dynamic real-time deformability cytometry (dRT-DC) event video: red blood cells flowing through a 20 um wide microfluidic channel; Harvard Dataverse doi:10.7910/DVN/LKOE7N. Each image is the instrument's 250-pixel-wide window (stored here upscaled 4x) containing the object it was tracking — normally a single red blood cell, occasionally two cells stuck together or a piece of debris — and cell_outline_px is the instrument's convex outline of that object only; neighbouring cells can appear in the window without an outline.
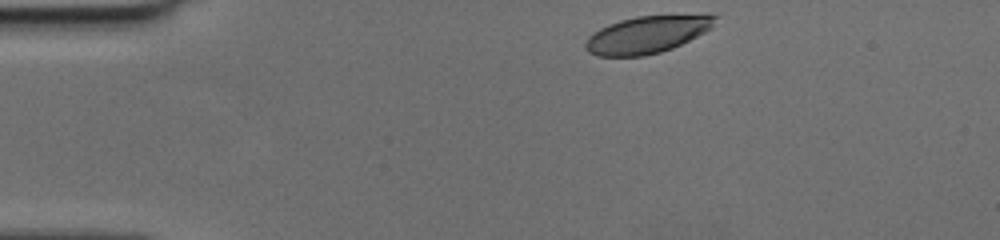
{"species": "human", "species_latin": "Homo sapiens", "temperature_condition": "cold", "stored_images_in_passage": 39, "camera_frame_rate_fps": 3000, "um_per_image_px": 0.085, "donor": {"sex": "female"}, "frame": {"image": 1, "passage_image": 1, "time_ms": 0.0, "image_size_px": [1000, 240], "cell_outline_px": [[720, 16], [712, 28], [672, 48], [660, 52], [644, 56], [596, 56], [588, 52], [584, 48], [584, 44], [588, 36], [600, 28], [608, 24], [620, 20], [636, 16], [708, 12]], "centroid_in_image_um": [55.07, 2.89], "position_along_channel_um": 29.9, "area_um2": 28.9}}
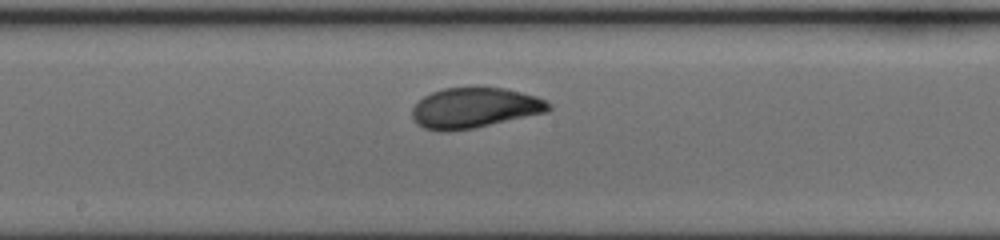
{"frame": {"image": 2, "passage_image": 19, "time_ms": 6.0, "image_size_px": [1000, 240], "cell_outline_px": [[552, 108], [548, 112], [476, 128], [448, 132], [440, 132], [424, 128], [416, 124], [412, 116], [412, 108], [424, 96], [432, 92], [444, 88], [472, 84], [504, 88], [536, 96], [552, 104]], "centroid_in_image_um": [40.34, 9.15], "position_along_channel_um": 207.9, "area_um2": 33.12}}
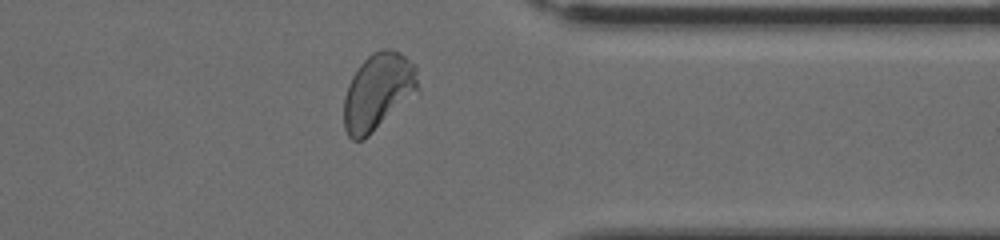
{"frame": {"image": 3, "passage_image": 32, "time_ms": 10.333, "image_size_px": [1000, 240], "cell_outline_px": [[420, 92], [364, 140], [352, 140], [348, 136], [344, 128], [344, 96], [348, 84], [352, 76], [360, 64], [372, 52], [384, 48], [392, 48], [400, 52], [416, 64]], "centroid_in_image_um": [32.17, 7.79], "position_along_channel_um": 379.2, "area_um2": 33.93}}